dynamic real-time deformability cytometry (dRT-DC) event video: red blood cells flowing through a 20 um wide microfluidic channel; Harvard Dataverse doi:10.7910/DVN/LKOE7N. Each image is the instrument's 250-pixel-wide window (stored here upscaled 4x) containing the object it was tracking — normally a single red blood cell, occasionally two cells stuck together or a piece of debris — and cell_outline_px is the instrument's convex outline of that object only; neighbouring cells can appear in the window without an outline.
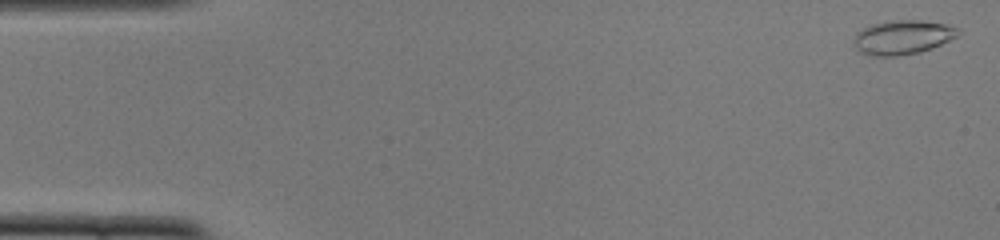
{"species": "common noctule bat (a hibernating species)", "species_latin": "Nyctalus noctula", "temperature_condition": "cold", "stored_images_in_passage": 13, "camera_frame_rate_fps": 3000, "um_per_image_px": 0.085, "animal": {"sex": "female", "body_mass_g": 22.0, "forearm_length_mm": 56.7}, "frame": {"image": 1, "passage_image": 1, "time_ms": 0.0, "image_size_px": [1000, 240], "cell_outline_px": [[960, 32], [956, 36], [932, 48], [916, 52], [896, 56], [872, 56], [860, 52], [856, 48], [852, 40], [856, 32], [872, 24], [900, 20], [920, 20], [944, 24], [960, 28]], "centroid_in_image_um": [76.68, 3.17], "position_along_channel_um": 8.3, "area_um2": 20.52}}